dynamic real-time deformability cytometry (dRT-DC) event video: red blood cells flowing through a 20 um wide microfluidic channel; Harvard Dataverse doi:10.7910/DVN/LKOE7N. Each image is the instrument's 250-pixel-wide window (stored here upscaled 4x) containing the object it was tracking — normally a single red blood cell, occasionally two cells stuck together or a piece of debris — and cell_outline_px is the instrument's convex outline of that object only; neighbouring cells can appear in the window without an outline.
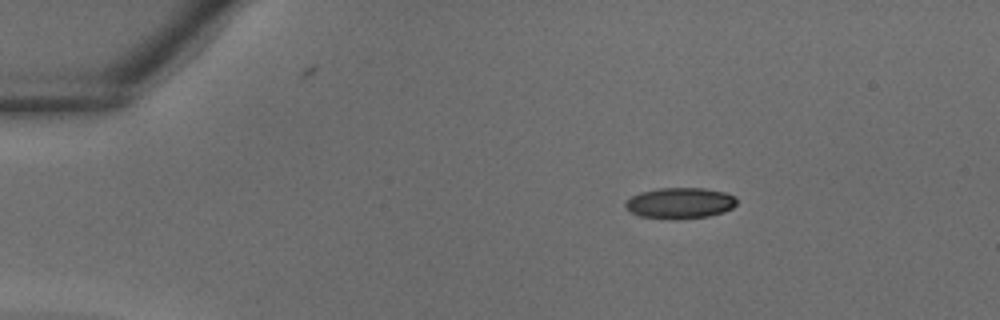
{"species": "common noctule bat (a hibernating species)", "species_latin": "Nyctalus noctula", "temperature_condition": "warm", "stored_images_in_passage": 37, "camera_frame_rate_fps": 3000, "um_per_image_px": 0.085, "animal": {"sex": "male", "body_mass_g": 18.8}, "frame": {"image": 1, "passage_image": 6, "time_ms": 1.667, "image_size_px": [1000, 320], "cell_outline_px": [[736, 204], [732, 208], [724, 212], [708, 216], [676, 220], [668, 220], [640, 216], [632, 212], [624, 204], [632, 196], [640, 192], [660, 188], [704, 188], [724, 192], [736, 196]], "centroid_in_image_um": [57.82, 17.27], "position_along_channel_um": 27.2, "area_um2": 20.17}}
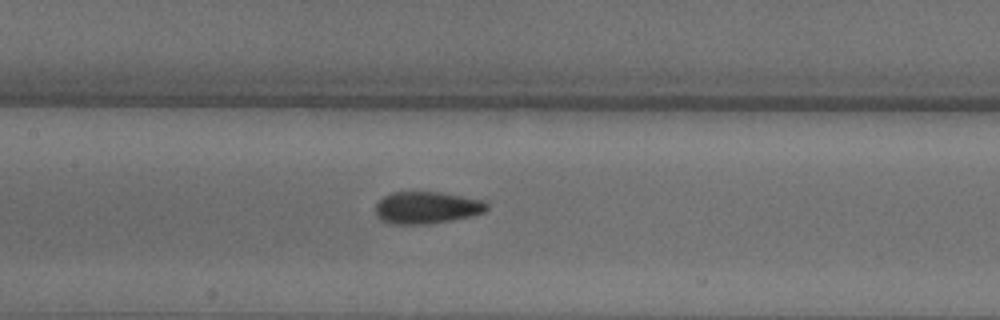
{"frame": {"image": 2, "passage_image": 18, "time_ms": 5.667, "image_size_px": [1000, 320], "cell_outline_px": [[488, 208], [484, 212], [472, 216], [452, 220], [428, 224], [388, 224], [380, 220], [376, 216], [376, 204], [384, 196], [392, 192], [440, 192], [484, 200], [488, 204]], "centroid_in_image_um": [36.27, 17.66], "position_along_channel_um": 171.1, "area_um2": 20.98}}
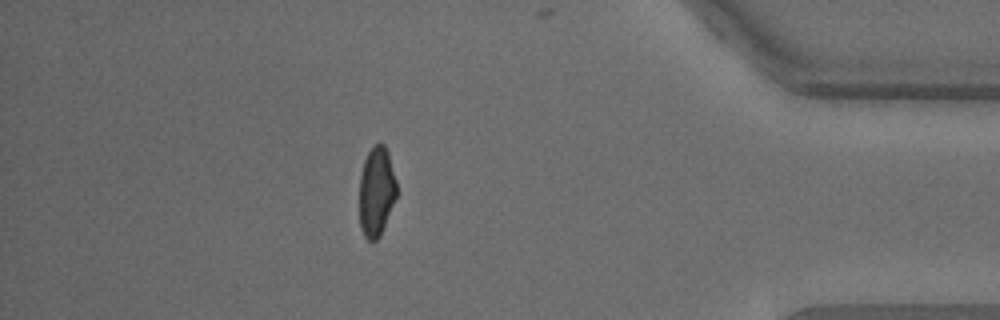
{"frame": {"image": 3, "passage_image": 33, "time_ms": 10.667, "image_size_px": [1000, 320], "cell_outline_px": [[396, 196], [380, 236], [376, 240], [368, 240], [364, 236], [360, 228], [360, 176], [364, 160], [372, 144], [384, 144], [388, 152], [396, 180]], "centroid_in_image_um": [31.99, 16.26], "position_along_channel_um": 403.2, "area_um2": 19.31}}